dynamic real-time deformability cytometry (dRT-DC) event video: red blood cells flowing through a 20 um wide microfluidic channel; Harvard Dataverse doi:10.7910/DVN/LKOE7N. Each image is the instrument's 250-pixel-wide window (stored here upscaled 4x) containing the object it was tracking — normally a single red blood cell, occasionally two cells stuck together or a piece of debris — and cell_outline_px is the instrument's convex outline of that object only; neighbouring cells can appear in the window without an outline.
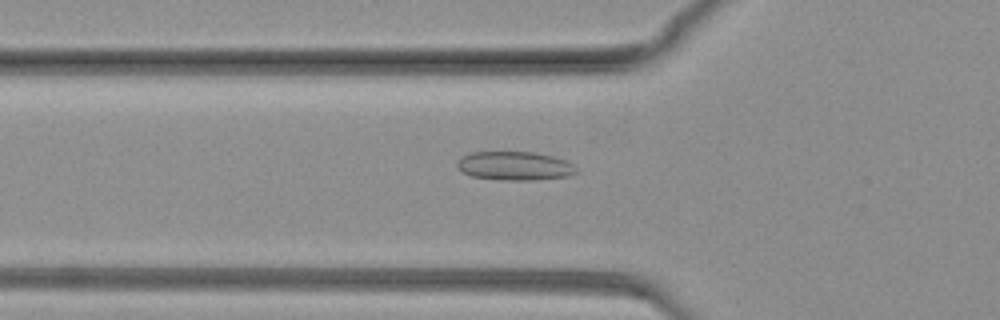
{"species": "common noctule bat (a hibernating species)", "species_latin": "Nyctalus noctula", "temperature_condition": "warm", "stored_images_in_passage": 77, "camera_frame_rate_fps": 3000, "um_per_image_px": 0.085, "animal": {"sex": "female", "body_mass_g": 19.3, "forearm_length_mm": 54.1}, "frame": {"image": 1, "passage_image": 23, "time_ms": 7.333, "image_size_px": [1000, 320], "cell_outline_px": [[576, 172], [568, 176], [532, 180], [504, 180], [472, 176], [464, 172], [456, 164], [460, 156], [472, 152], [532, 152], [552, 156], [564, 160], [572, 164], [576, 168]], "centroid_in_image_um": [43.73, 14.09], "position_along_channel_um": 82.1, "area_um2": 19.71}}
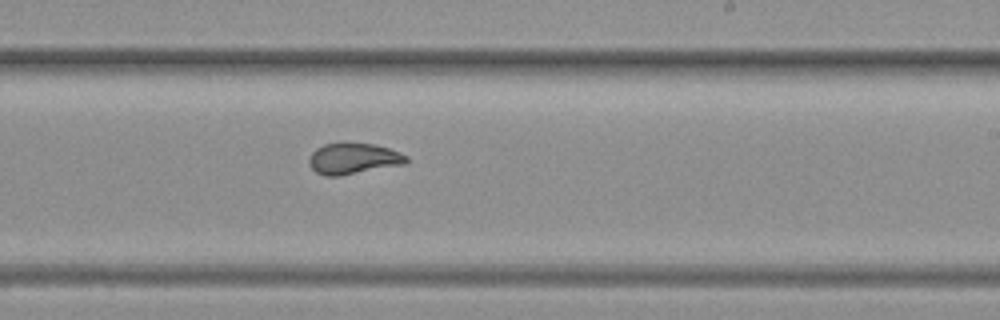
{"frame": {"image": 2, "passage_image": 44, "time_ms": 14.333, "image_size_px": [1000, 320], "cell_outline_px": [[408, 164], [340, 176], [324, 176], [316, 172], [308, 164], [308, 160], [312, 152], [316, 148], [324, 144], [372, 144], [388, 148], [400, 152], [408, 156]], "centroid_in_image_um": [30.06, 13.51], "position_along_channel_um": 258.9, "area_um2": 17.63}}
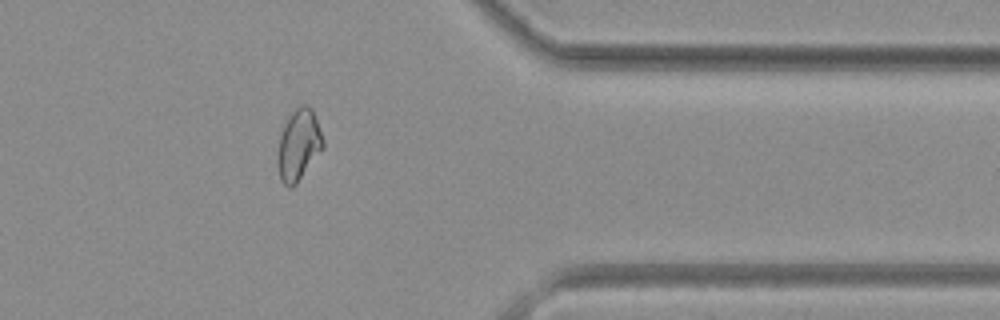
{"frame": {"image": 3, "passage_image": 61, "time_ms": 20.0, "image_size_px": [1000, 320], "cell_outline_px": [[324, 148], [296, 184], [292, 188], [288, 188], [280, 180], [276, 160], [276, 156], [280, 136], [288, 112], [304, 104], [308, 104], [312, 108], [324, 140]], "centroid_in_image_um": [25.36, 12.31], "position_along_channel_um": 386.0, "area_um2": 19.25}}